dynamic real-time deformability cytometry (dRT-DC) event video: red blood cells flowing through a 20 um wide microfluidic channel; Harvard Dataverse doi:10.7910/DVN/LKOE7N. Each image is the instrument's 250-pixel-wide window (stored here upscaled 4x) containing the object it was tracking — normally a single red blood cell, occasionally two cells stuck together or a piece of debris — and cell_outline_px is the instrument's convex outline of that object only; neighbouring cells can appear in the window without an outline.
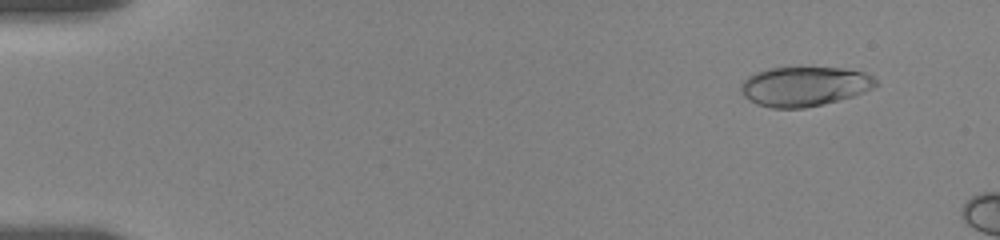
{"species": "human", "species_latin": "Homo sapiens", "temperature_condition": "room temperature", "stored_images_in_passage": 9, "camera_frame_rate_fps": 3000, "um_per_image_px": 0.085, "donor": {"sex": "female"}, "frame": {"image": 1, "passage_image": 4, "time_ms": 1.0, "image_size_px": [1000, 240], "cell_outline_px": [[876, 84], [872, 88], [852, 96], [824, 104], [804, 108], [772, 108], [756, 104], [748, 100], [744, 96], [740, 88], [740, 84], [748, 76], [756, 72], [768, 68], [844, 68], [864, 72], [872, 76], [876, 80]], "centroid_in_image_um": [68.33, 7.34], "position_along_channel_um": 16.7, "area_um2": 30.98}}